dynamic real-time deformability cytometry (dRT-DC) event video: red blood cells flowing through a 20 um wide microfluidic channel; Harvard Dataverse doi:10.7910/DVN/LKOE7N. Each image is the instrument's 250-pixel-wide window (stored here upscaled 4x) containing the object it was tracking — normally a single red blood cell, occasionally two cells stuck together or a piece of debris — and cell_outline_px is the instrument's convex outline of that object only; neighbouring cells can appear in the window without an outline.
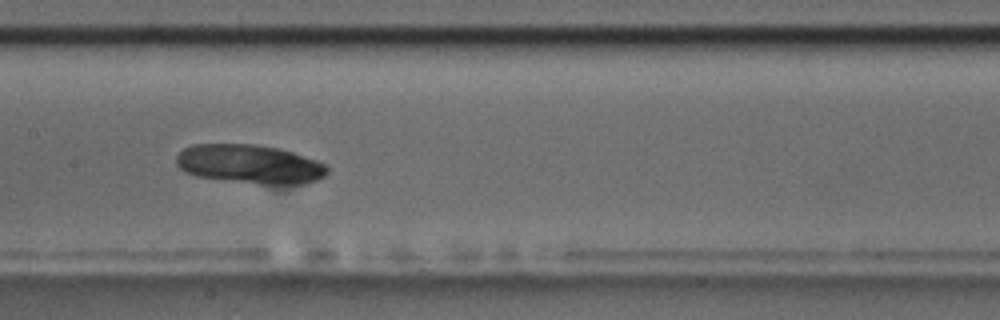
{"species": "common noctule bat (a hibernating species)", "species_latin": "Nyctalus noctula", "temperature_condition": "room temperature", "stored_images_in_passage": 41, "camera_frame_rate_fps": 3000, "um_per_image_px": 0.085, "animal": {"sex": "male", "body_mass_g": 17.5, "forearm_length_mm": 52.3}, "frame": {"image": 1, "passage_image": 13, "time_ms": 4.0, "image_size_px": [1000, 320], "cell_outline_px": [[328, 172], [324, 176], [316, 180], [304, 184], [260, 184], [196, 176], [180, 168], [176, 164], [176, 156], [184, 148], [192, 144], [256, 144], [280, 148], [316, 160], [324, 164], [328, 168]], "centroid_in_image_um": [21.23, 13.94], "position_along_channel_um": 186.2, "area_um2": 34.16}}
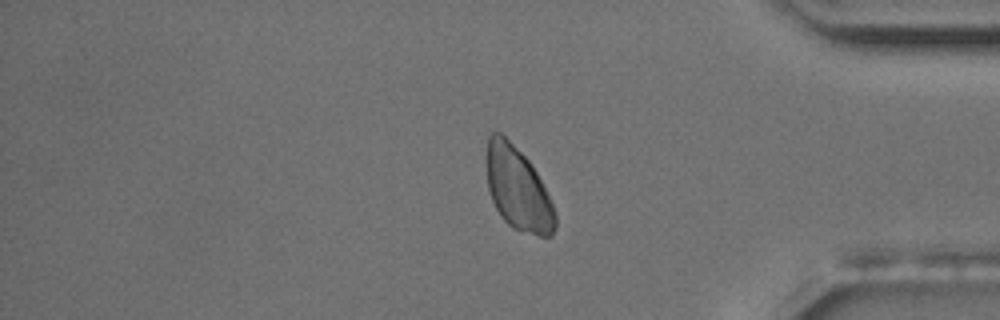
{"frame": {"image": 2, "passage_image": 32, "time_ms": 10.333, "image_size_px": [1000, 320], "cell_outline_px": [[556, 228], [552, 236], [540, 236], [512, 228], [500, 216], [492, 200], [488, 188], [488, 136], [492, 132], [500, 132], [532, 164], [556, 212]], "centroid_in_image_um": [44.04, 16.09], "position_along_channel_um": 391.2, "area_um2": 32.66}}